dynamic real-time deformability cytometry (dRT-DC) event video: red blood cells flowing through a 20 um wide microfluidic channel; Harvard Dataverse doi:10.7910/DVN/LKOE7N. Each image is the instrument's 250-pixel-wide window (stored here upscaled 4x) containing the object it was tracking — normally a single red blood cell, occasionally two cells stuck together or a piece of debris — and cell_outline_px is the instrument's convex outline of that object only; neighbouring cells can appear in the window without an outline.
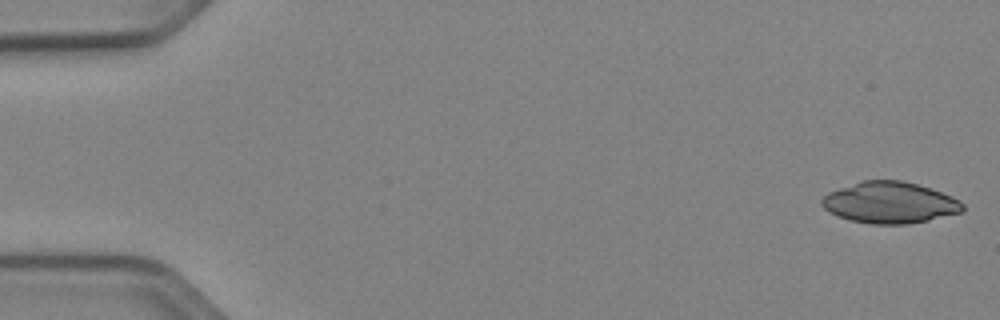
{"species": "Egyptian fruit bat (a non-hibernating species)", "species_latin": "Rousettus aegyptiacus", "temperature_condition": "cold", "stored_images_in_passage": 51, "camera_frame_rate_fps": 3000, "um_per_image_px": 0.085, "animal": {"sex": "female"}, "frame": {"image": 1, "passage_image": 1, "time_ms": 0.0, "image_size_px": [1000, 320], "cell_outline_px": [[964, 212], [928, 220], [908, 224], [872, 224], [848, 220], [836, 216], [828, 212], [820, 204], [820, 200], [828, 192], [860, 180], [900, 180], [916, 184], [952, 196], [960, 200], [964, 204]], "centroid_in_image_um": [75.6, 17.23], "position_along_channel_um": 9.4, "area_um2": 34.22}}